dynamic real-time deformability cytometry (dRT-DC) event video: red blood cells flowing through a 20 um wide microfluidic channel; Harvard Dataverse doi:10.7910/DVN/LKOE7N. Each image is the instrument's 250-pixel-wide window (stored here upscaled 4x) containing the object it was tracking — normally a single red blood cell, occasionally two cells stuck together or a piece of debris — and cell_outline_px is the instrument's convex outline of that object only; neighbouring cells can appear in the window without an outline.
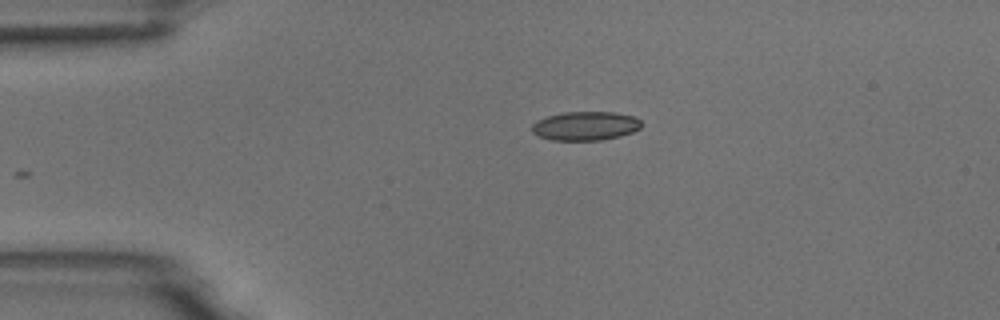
{"species": "common noctule bat (a hibernating species)", "species_latin": "Nyctalus noctula", "temperature_condition": "room temperature", "stored_images_in_passage": 34, "camera_frame_rate_fps": 3000, "um_per_image_px": 0.085, "animal": {"sex": "male", "body_mass_g": 18.8}, "frame": {"image": 1, "passage_image": 1, "time_ms": 0.0, "image_size_px": [1000, 320], "cell_outline_px": [[640, 128], [632, 132], [620, 136], [600, 140], [552, 140], [540, 136], [532, 132], [532, 124], [536, 120], [548, 116], [564, 112], [616, 112], [636, 116], [640, 120]], "centroid_in_image_um": [49.77, 10.69], "position_along_channel_um": 35.2, "area_um2": 18.44}}
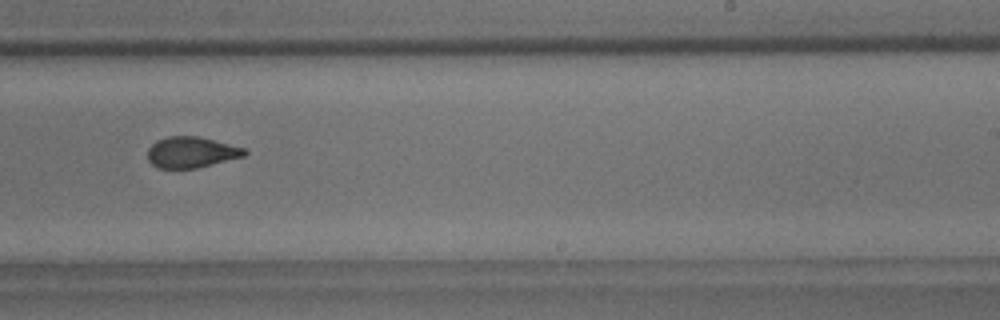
{"frame": {"image": 2, "passage_image": 23, "time_ms": 7.333, "image_size_px": [1000, 320], "cell_outline_px": [[248, 152], [244, 156], [196, 168], [156, 168], [148, 160], [148, 148], [156, 140], [168, 136], [196, 136], [244, 148]], "centroid_in_image_um": [16.22, 12.94], "position_along_channel_um": 272.8, "area_um2": 17.28}}
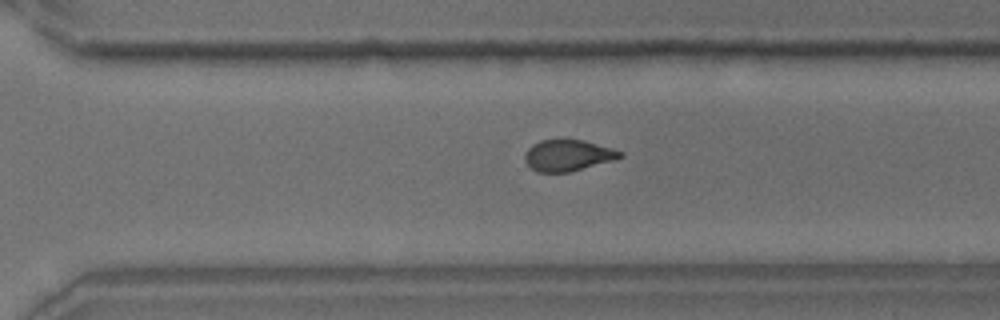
{"frame": {"image": 3, "passage_image": 27, "time_ms": 8.667, "image_size_px": [1000, 320], "cell_outline_px": [[624, 156], [616, 160], [568, 172], [536, 172], [524, 160], [524, 156], [528, 148], [532, 144], [540, 140], [584, 140], [612, 148], [624, 152]], "centroid_in_image_um": [48.3, 13.21], "position_along_channel_um": 322.3, "area_um2": 17.4}, "authors_computed_cell_mechanics": {"area_um2": 18.2648, "velocity_mm_per_s": 3.7291, "shape_relaxation_time_tau1_ms": 7.8627, "shape_relaxation_time_tau2_ms": 2.0117, "deformation_change_tau1": 0.1723, "deformation_change_tau2": 0.0801}}